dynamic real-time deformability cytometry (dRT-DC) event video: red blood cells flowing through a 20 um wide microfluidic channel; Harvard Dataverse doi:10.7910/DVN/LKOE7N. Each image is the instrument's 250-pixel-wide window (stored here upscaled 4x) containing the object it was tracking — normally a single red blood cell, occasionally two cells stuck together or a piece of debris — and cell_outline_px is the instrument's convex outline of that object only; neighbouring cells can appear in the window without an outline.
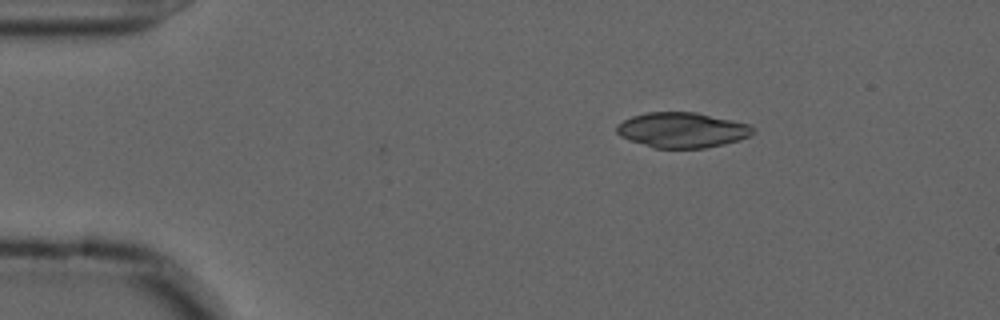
{"species": "common noctule bat (a hibernating species)", "species_latin": "Nyctalus noctula", "temperature_condition": "cold", "stored_images_in_passage": 38, "camera_frame_rate_fps": 3000, "um_per_image_px": 0.085, "animal": {"sex": "male", "forearm_length_mm": 52.5}, "frame": {"image": 1, "passage_image": 1, "time_ms": 0.0, "image_size_px": [1000, 320], "cell_outline_px": [[756, 132], [740, 140], [724, 144], [704, 148], [652, 148], [628, 140], [620, 136], [616, 132], [616, 124], [632, 116], [648, 112], [696, 112], [732, 120], [748, 124], [756, 128]], "centroid_in_image_um": [57.97, 11.06], "position_along_channel_um": 27.0, "area_um2": 28.21}}